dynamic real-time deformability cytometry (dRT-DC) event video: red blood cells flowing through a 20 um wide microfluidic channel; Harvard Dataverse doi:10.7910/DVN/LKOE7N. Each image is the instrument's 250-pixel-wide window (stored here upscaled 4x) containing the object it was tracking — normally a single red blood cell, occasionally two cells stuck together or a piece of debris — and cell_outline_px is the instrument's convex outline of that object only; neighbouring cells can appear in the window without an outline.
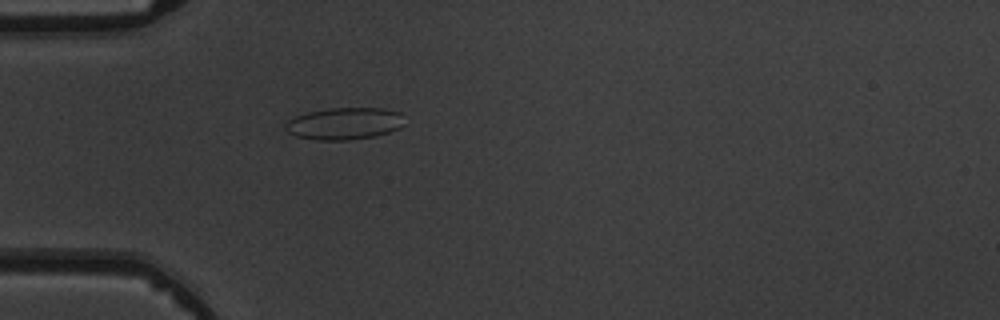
{"species": "common noctule bat (a hibernating species)", "species_latin": "Nyctalus noctula", "temperature_condition": "warm", "stored_images_in_passage": 1, "camera_frame_rate_fps": 3000, "um_per_image_px": 0.085, "animal": {"sex": "male", "body_mass_g": 19.5, "forearm_length_mm": 54.6}, "frame": {"image": 1, "passage_image": 1, "time_ms": 0.0, "image_size_px": [1000, 320], "cell_outline_px": [[408, 124], [400, 128], [388, 132], [372, 136], [348, 140], [316, 140], [296, 136], [288, 132], [284, 128], [284, 124], [288, 120], [296, 116], [308, 112], [328, 108], [384, 108], [400, 112]], "centroid_in_image_um": [29.3, 10.49], "position_along_channel_um": 55.7, "area_um2": 22.43}}